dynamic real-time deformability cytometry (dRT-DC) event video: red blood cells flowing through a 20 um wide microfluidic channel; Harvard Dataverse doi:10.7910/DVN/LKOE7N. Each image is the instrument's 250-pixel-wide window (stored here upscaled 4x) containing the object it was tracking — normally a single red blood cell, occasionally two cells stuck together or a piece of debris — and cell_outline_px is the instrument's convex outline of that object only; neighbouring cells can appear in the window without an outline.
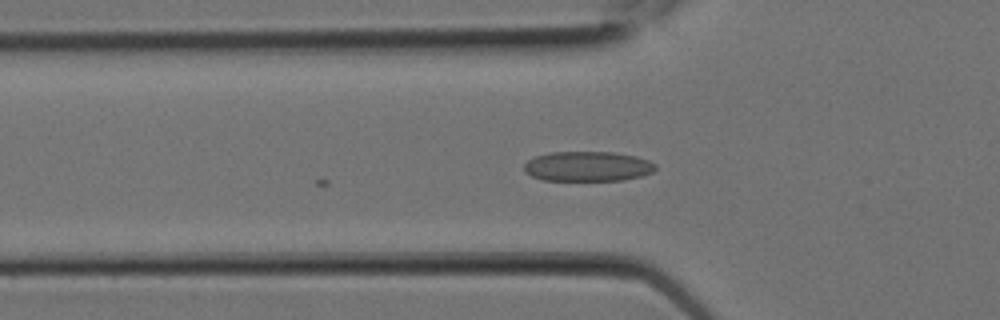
{"species": "Egyptian fruit bat (a non-hibernating species)", "species_latin": "Rousettus aegyptiacus", "temperature_condition": "room temperature", "stored_images_in_passage": 16, "camera_frame_rate_fps": 3000, "um_per_image_px": 0.085, "animal": {"sex": "female"}, "frame": {"image": 1, "passage_image": 3, "time_ms": 0.667, "image_size_px": [1000, 320], "cell_outline_px": [[656, 168], [652, 172], [640, 176], [624, 180], [544, 180], [532, 176], [524, 172], [524, 164], [528, 160], [536, 156], [548, 152], [612, 152], [636, 156], [648, 160], [656, 164]], "centroid_in_image_um": [49.94, 14.13], "position_along_channel_um": 75.9, "area_um2": 22.89}}
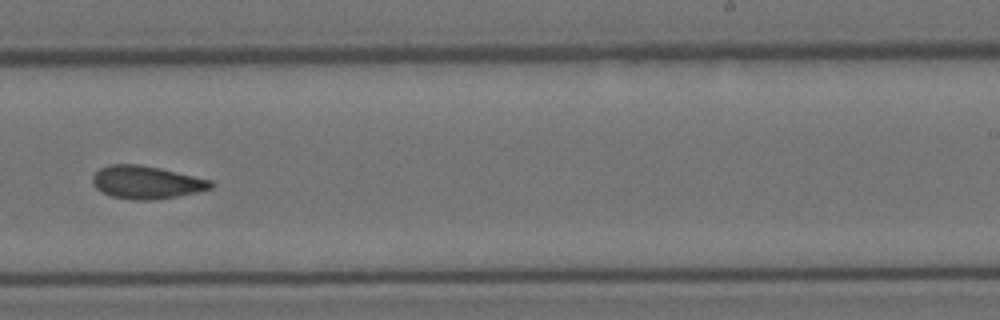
{"frame": {"image": 2, "passage_image": 9, "time_ms": 2.667, "image_size_px": [1000, 320], "cell_outline_px": [[216, 184], [212, 188], [196, 192], [156, 200], [132, 200], [112, 196], [96, 188], [92, 184], [92, 176], [100, 168], [108, 164], [136, 164], [160, 168], [212, 180]], "centroid_in_image_um": [12.45, 15.49], "position_along_channel_um": 276.6, "area_um2": 22.72}}
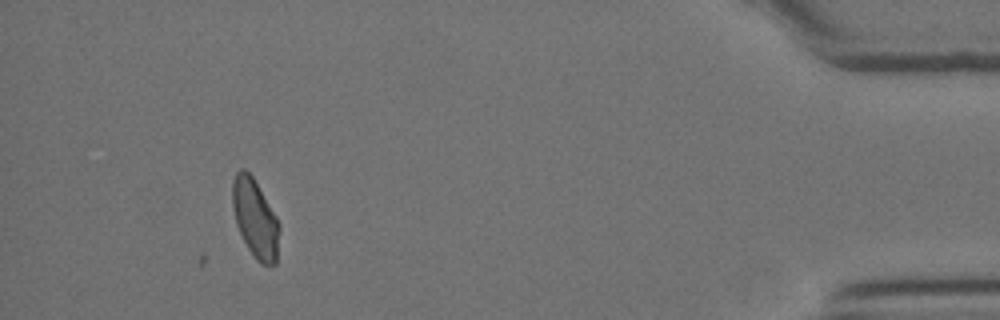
{"frame": {"image": 3, "passage_image": 15, "time_ms": 4.667, "image_size_px": [1000, 320], "cell_outline_px": [[280, 228], [276, 264], [260, 264], [256, 260], [248, 248], [236, 224], [232, 204], [232, 180], [236, 172], [240, 168], [244, 168], [252, 176], [276, 216], [280, 224]], "centroid_in_image_um": [21.68, 18.56], "position_along_channel_um": 413.5, "area_um2": 21.39}}